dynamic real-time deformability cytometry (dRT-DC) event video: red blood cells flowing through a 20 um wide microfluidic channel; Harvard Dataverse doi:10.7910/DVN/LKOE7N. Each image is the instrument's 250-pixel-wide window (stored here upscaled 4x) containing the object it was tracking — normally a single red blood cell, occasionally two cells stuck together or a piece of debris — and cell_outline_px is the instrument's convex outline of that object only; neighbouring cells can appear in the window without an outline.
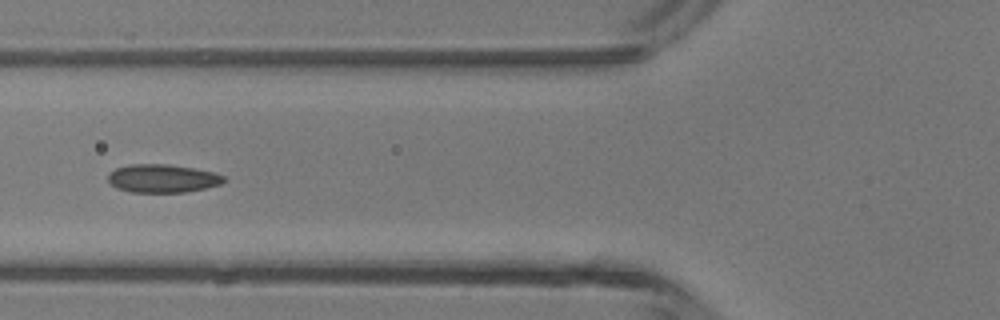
{"species": "common noctule bat (a hibernating species)", "species_latin": "Nyctalus noctula", "temperature_condition": "room temperature", "stored_images_in_passage": 5, "camera_frame_rate_fps": 3000, "um_per_image_px": 0.085, "animal": {"sex": "male", "body_mass_g": 13.3}, "frame": {"image": 1, "passage_image": 5, "time_ms": 1.333, "image_size_px": [1000, 320], "cell_outline_px": [[228, 180], [220, 184], [204, 188], [184, 192], [132, 192], [116, 188], [108, 180], [108, 172], [116, 168], [128, 164], [168, 164], [192, 168], [212, 172], [224, 176]], "centroid_in_image_um": [13.79, 15.16], "position_along_channel_um": 112.0, "area_um2": 19.02}}